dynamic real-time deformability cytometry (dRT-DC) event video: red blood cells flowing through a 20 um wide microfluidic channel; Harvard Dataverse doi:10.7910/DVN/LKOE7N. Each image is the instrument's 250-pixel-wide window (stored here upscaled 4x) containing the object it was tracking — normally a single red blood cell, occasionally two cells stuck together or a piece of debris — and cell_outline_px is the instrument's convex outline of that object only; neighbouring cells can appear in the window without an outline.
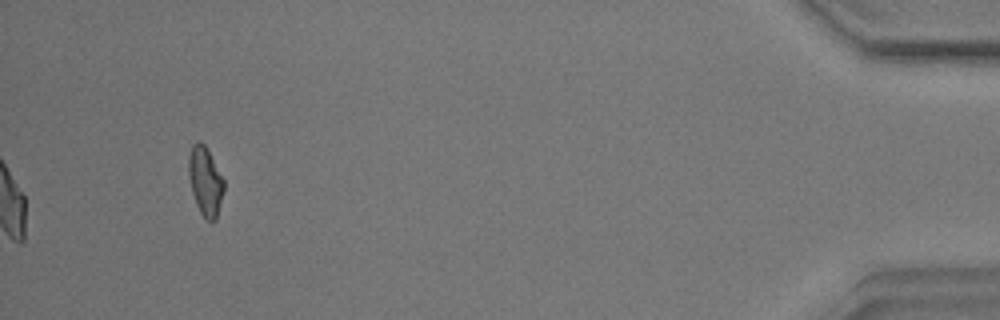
{"species": "common noctule bat (a hibernating species)", "species_latin": "Nyctalus noctula", "temperature_condition": "warm", "stored_images_in_passage": 43, "camera_frame_rate_fps": 3000, "um_per_image_px": 0.085, "animal": {"sex": "male", "body_mass_g": 17.9}, "frame": {"image": 1, "passage_image": 43, "time_ms": 14.0, "image_size_px": [1000, 320], "cell_outline_px": [[224, 192], [216, 220], [212, 224], [200, 212], [196, 204], [192, 192], [188, 176], [188, 156], [192, 144], [200, 140], [204, 144], [224, 180]], "centroid_in_image_um": [17.44, 15.42], "position_along_channel_um": 417.8, "area_um2": 14.22}, "authors_computed_cell_mechanics": {"area_um2": 14.6234, "velocity_mm_per_s": 3.5249, "shape_relaxation_time_tau1_ms": 11.2784, "shape_relaxation_time_tau2_ms": 2.7185, "deformation_change_tau1": 0.24, "deformation_change_tau2": 0.0839}}